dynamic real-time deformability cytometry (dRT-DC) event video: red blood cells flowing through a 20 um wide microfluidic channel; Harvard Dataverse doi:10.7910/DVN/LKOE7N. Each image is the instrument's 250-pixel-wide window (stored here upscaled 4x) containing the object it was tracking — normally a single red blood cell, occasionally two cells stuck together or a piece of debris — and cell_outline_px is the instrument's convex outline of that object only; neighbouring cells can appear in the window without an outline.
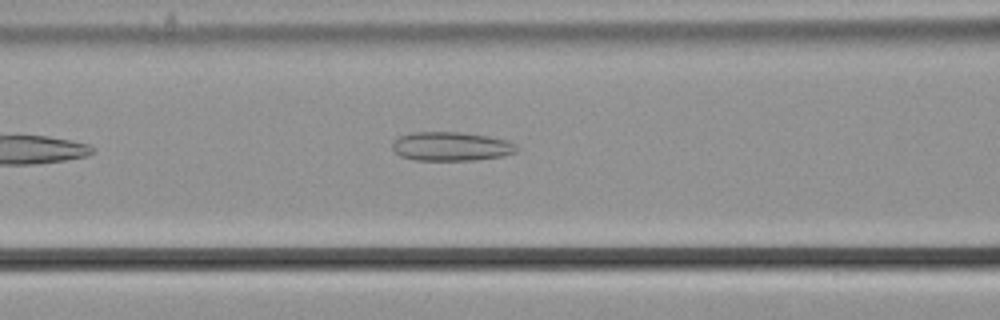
{"species": "common noctule bat (a hibernating species)", "species_latin": "Nyctalus noctula", "temperature_condition": "cold", "stored_images_in_passage": 41, "camera_frame_rate_fps": 3000, "um_per_image_px": 0.085, "animal": {"sex": "male", "body_mass_g": 21.5, "forearm_length_mm": 52.0}, "frame": {"image": 1, "passage_image": 9, "time_ms": 2.667, "image_size_px": [1000, 320], "cell_outline_px": [[520, 148], [516, 152], [504, 156], [476, 160], [412, 160], [400, 156], [392, 148], [392, 140], [400, 136], [412, 132], [460, 132], [488, 136], [508, 140], [516, 144]], "centroid_in_image_um": [38.36, 12.44], "position_along_channel_um": 128.2, "area_um2": 21.27}}
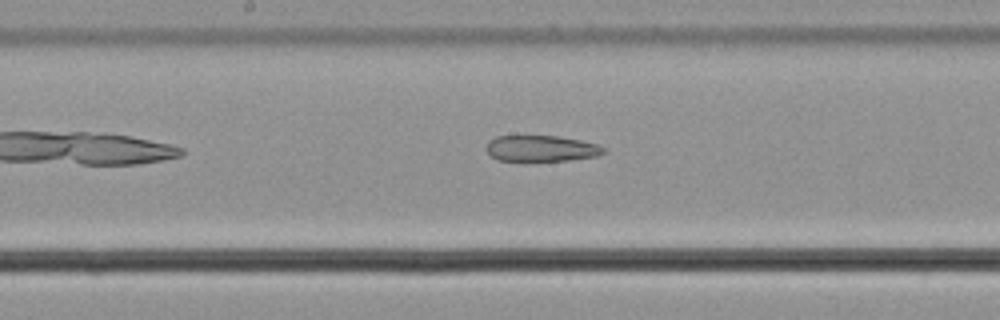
{"frame": {"image": 2, "passage_image": 15, "time_ms": 4.667, "image_size_px": [1000, 320], "cell_outline_px": [[604, 152], [596, 156], [568, 160], [496, 160], [488, 152], [488, 140], [496, 136], [560, 136], [580, 140], [596, 144], [604, 148]], "centroid_in_image_um": [46.0, 12.6], "position_along_channel_um": 202.2, "area_um2": 17.46}}
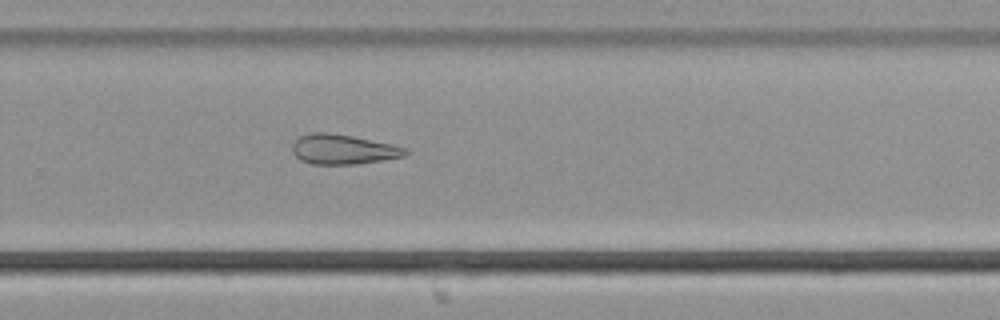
{"frame": {"image": 3, "passage_image": 23, "time_ms": 7.333, "image_size_px": [1000, 320], "cell_outline_px": [[408, 152], [404, 156], [356, 164], [312, 164], [300, 160], [292, 152], [292, 144], [300, 136], [312, 132], [328, 132], [352, 136], [392, 144], [408, 148]], "centroid_in_image_um": [29.14, 12.69], "position_along_channel_um": 300.7, "area_um2": 19.59}}